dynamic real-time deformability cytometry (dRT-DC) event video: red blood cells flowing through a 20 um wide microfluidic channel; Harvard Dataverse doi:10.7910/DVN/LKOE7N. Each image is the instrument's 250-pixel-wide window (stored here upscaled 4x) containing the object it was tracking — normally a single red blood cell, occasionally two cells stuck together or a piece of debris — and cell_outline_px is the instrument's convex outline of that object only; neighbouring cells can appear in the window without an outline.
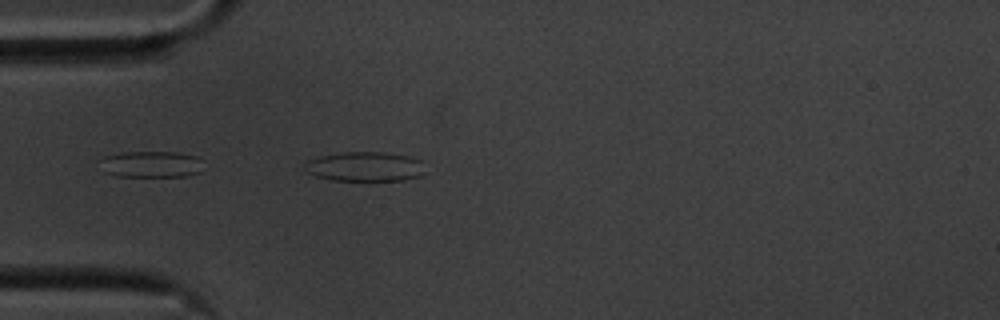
{"species": "common noctule bat (a hibernating species)", "species_latin": "Nyctalus noctula", "temperature_condition": "cold", "stored_images_in_passage": 20, "camera_frame_rate_fps": 3000, "um_per_image_px": 0.085, "animal": {"sex": "male", "body_mass_g": 20.1, "forearm_length_mm": 53.5}, "frame": {"image": 1, "passage_image": 1, "time_ms": 0.0, "image_size_px": [1000, 320], "cell_outline_px": [[424, 172], [420, 176], [404, 180], [332, 180], [316, 176], [304, 172], [304, 160], [320, 156], [344, 152], [384, 152], [408, 156], [420, 160]], "centroid_in_image_um": [30.95, 14.16], "position_along_channel_um": 54.0, "area_um2": 20.81}}
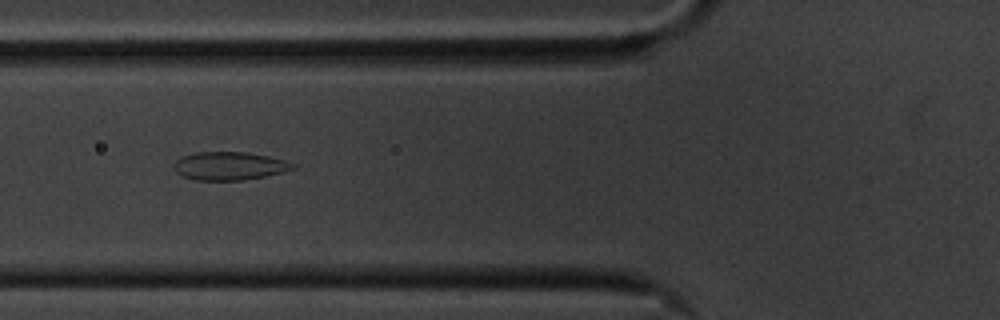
{"frame": {"image": 2, "passage_image": 6, "time_ms": 1.667, "image_size_px": [1000, 320], "cell_outline_px": [[296, 168], [284, 172], [244, 180], [196, 180], [184, 176], [176, 172], [172, 164], [180, 156], [196, 152], [248, 152], [268, 156], [284, 160], [296, 164]], "centroid_in_image_um": [19.49, 14.1], "position_along_channel_um": 106.3, "area_um2": 19.65}}